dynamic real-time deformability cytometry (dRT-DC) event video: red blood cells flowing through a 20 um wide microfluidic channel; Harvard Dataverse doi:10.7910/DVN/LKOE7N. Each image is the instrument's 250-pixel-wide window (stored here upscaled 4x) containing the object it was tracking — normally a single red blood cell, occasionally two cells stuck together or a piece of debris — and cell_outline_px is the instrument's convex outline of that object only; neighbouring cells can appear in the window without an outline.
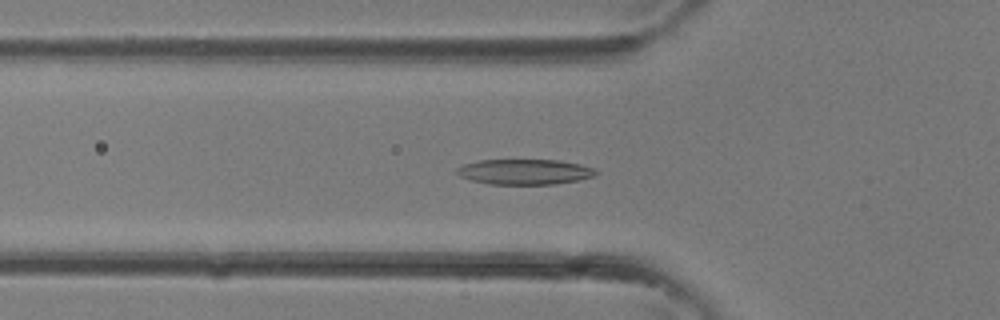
{"species": "common noctule bat (a hibernating species)", "species_latin": "Nyctalus noctula", "temperature_condition": "room temperature", "stored_images_in_passage": 35, "camera_frame_rate_fps": 3000, "um_per_image_px": 0.085, "animal": {"sex": "female"}, "frame": {"image": 1, "passage_image": 11, "time_ms": 3.333, "image_size_px": [1000, 320], "cell_outline_px": [[600, 172], [592, 176], [580, 180], [556, 184], [488, 184], [472, 180], [460, 176], [456, 172], [456, 168], [464, 164], [480, 160], [560, 160], [580, 164], [596, 168]], "centroid_in_image_um": [44.64, 14.6], "position_along_channel_um": 81.2, "area_um2": 20.63}}
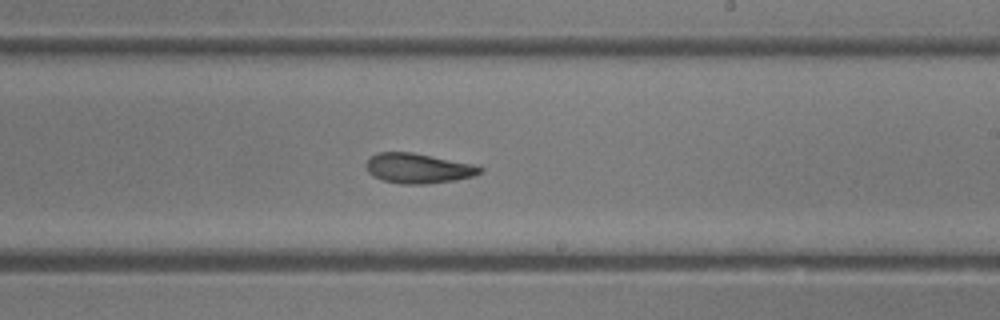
{"frame": {"image": 2, "passage_image": 20, "time_ms": 6.333, "image_size_px": [1000, 320], "cell_outline_px": [[484, 172], [472, 176], [456, 180], [428, 184], [400, 184], [384, 180], [372, 176], [368, 172], [364, 164], [376, 152], [412, 152], [472, 164], [484, 168]], "centroid_in_image_um": [35.53, 14.31], "position_along_channel_um": 253.5, "area_um2": 19.94}}
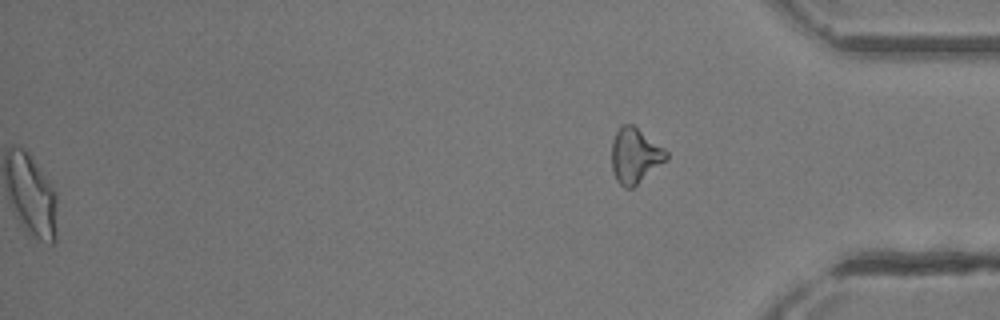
{"frame": {"image": 3, "passage_image": 35, "time_ms": 11.333, "image_size_px": [1000, 320], "cell_outline_px": [[668, 160], [632, 188], [624, 188], [616, 180], [612, 172], [612, 140], [616, 132], [624, 124], [632, 124], [664, 148], [668, 152]], "centroid_in_image_um": [53.98, 13.25], "position_along_channel_um": 381.2, "area_um2": 17.57}}